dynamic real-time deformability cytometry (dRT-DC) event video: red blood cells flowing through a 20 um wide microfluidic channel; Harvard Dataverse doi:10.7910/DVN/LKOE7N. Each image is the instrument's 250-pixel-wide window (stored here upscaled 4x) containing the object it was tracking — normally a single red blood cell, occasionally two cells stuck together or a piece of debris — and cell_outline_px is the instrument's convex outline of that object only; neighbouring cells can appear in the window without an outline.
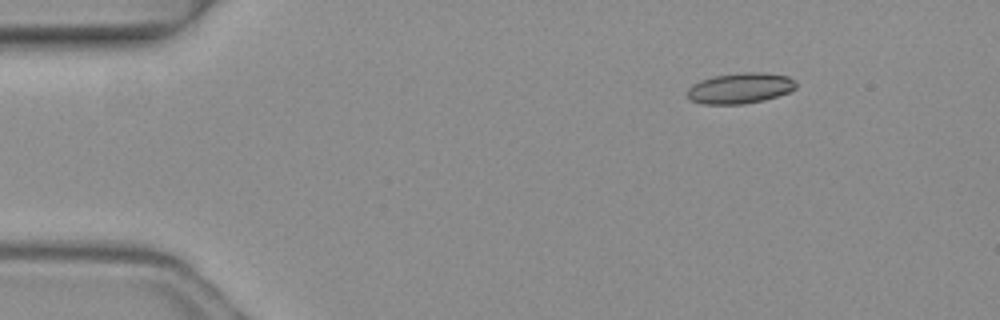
{"species": "common noctule bat (a hibernating species)", "species_latin": "Nyctalus noctula", "temperature_condition": "warm", "stored_images_in_passage": 3, "camera_frame_rate_fps": 3000, "um_per_image_px": 0.085, "animal": {"sex": "female", "body_mass_g": 19.3, "forearm_length_mm": 54.1}, "frame": {"image": 1, "passage_image": 1, "time_ms": 0.0, "image_size_px": [1000, 320], "cell_outline_px": [[796, 88], [788, 92], [764, 100], [744, 104], [704, 104], [692, 100], [688, 96], [688, 88], [692, 84], [700, 80], [712, 76], [740, 72], [764, 72], [788, 76], [796, 80]], "centroid_in_image_um": [62.92, 7.48], "position_along_channel_um": 22.1, "area_um2": 19.54}}